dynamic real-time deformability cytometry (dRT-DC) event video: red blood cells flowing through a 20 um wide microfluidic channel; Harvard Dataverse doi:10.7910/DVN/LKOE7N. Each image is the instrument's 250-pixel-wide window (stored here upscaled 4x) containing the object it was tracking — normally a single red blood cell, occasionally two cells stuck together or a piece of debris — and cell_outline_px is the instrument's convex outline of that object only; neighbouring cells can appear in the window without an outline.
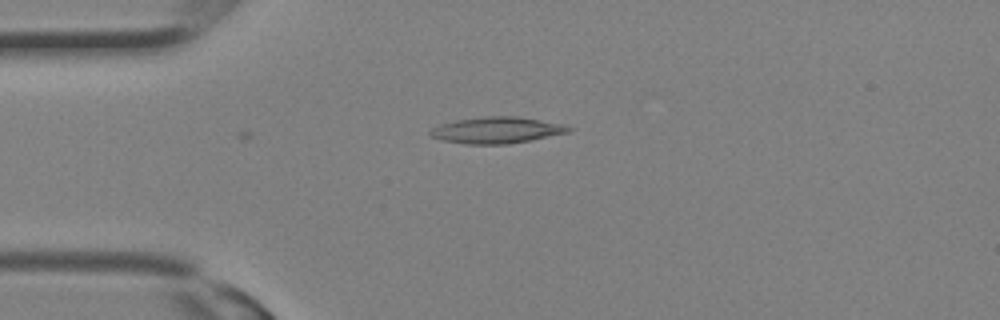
{"species": "Egyptian fruit bat (a non-hibernating species)", "species_latin": "Rousettus aegyptiacus", "temperature_condition": "room temperature", "stored_images_in_passage": 8, "camera_frame_rate_fps": 3000, "um_per_image_px": 0.085, "animal": {"sex": "female"}, "frame": {"image": 1, "passage_image": 8, "time_ms": 2.333, "image_size_px": [1000, 320], "cell_outline_px": [[572, 128], [568, 132], [532, 140], [508, 144], [464, 144], [444, 140], [428, 136], [428, 132], [432, 128], [440, 124], [456, 120], [484, 116], [516, 116], [564, 124]], "centroid_in_image_um": [42.19, 11.06], "position_along_channel_um": 42.8, "area_um2": 21.27}}